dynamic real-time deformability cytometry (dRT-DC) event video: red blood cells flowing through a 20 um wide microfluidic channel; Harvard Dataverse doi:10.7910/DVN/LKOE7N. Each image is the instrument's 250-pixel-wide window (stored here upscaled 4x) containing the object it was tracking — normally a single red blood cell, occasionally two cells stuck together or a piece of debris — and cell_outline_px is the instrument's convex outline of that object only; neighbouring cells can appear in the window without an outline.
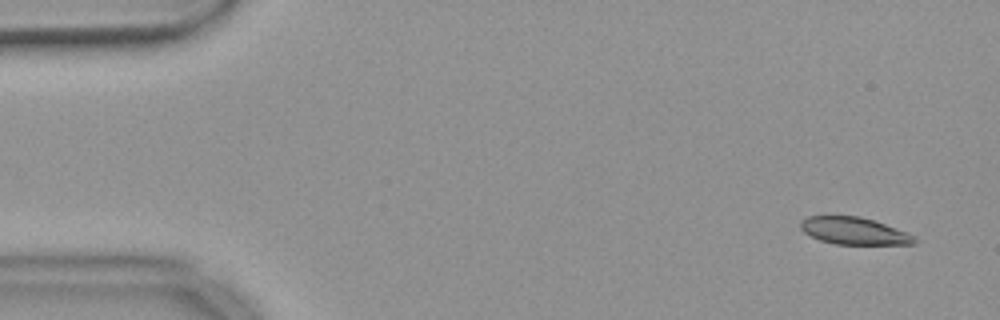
{"species": "common noctule bat (a hibernating species)", "species_latin": "Nyctalus noctula", "temperature_condition": "warm", "stored_images_in_passage": 55, "camera_frame_rate_fps": 3000, "um_per_image_px": 0.085, "animal": {"sex": "female", "body_mass_g": 18.4}, "frame": {"image": 1, "passage_image": 3, "time_ms": 0.667, "image_size_px": [1000, 320], "cell_outline_px": [[916, 244], [836, 244], [820, 240], [804, 232], [800, 228], [800, 220], [808, 216], [828, 212], [860, 216], [908, 232], [916, 236]], "centroid_in_image_um": [72.52, 19.57], "position_along_channel_um": 12.5, "area_um2": 18.73}}
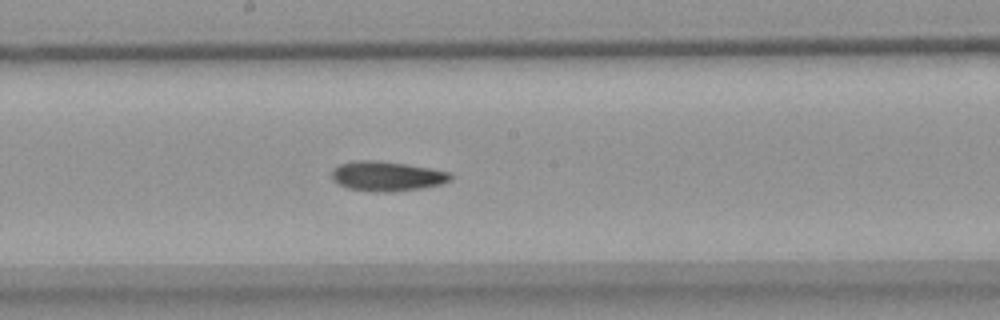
{"frame": {"image": 2, "passage_image": 29, "time_ms": 9.333, "image_size_px": [1000, 320], "cell_outline_px": [[452, 180], [440, 184], [420, 188], [396, 192], [368, 192], [348, 188], [332, 180], [332, 168], [340, 164], [352, 160], [376, 160], [432, 168], [448, 172], [452, 176]], "centroid_in_image_um": [32.85, 14.98], "position_along_channel_um": 215.3, "area_um2": 20.75}}
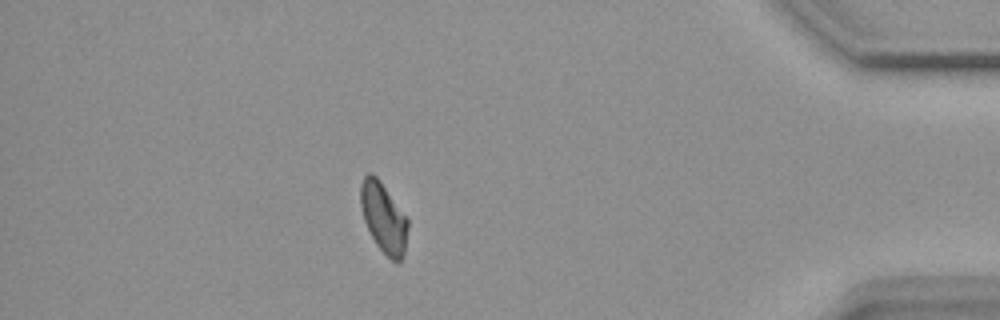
{"frame": {"image": 3, "passage_image": 48, "time_ms": 15.667, "image_size_px": [1000, 320], "cell_outline_px": [[408, 228], [404, 256], [396, 264], [376, 244], [364, 220], [360, 204], [360, 184], [364, 176], [368, 172], [372, 172], [380, 180], [408, 220]], "centroid_in_image_um": [32.6, 18.49], "position_along_channel_um": 402.6, "area_um2": 19.13}, "authors_computed_cell_mechanics": {"area_um2": 19.8254, "velocity_mm_per_s": 3.6648, "shape_relaxation_time_tau1_ms": null, "shape_relaxation_time_tau2_ms": 5.3831, "deformation_change_tau1": null, "deformation_change_tau2": 0.1062}}